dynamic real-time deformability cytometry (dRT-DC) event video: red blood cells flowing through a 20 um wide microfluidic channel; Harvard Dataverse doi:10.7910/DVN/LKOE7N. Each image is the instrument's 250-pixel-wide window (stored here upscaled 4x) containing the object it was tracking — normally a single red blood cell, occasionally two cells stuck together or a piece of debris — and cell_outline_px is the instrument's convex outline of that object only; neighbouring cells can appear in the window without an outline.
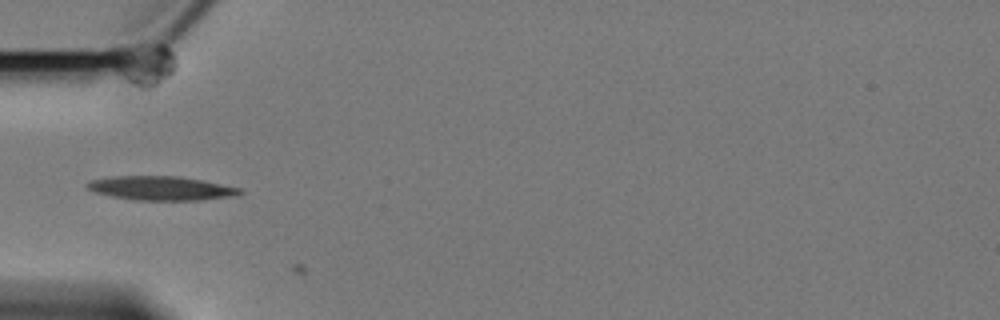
{"species": "Egyptian fruit bat (a non-hibernating species)", "species_latin": "Rousettus aegyptiacus", "temperature_condition": "cold", "stored_images_in_passage": 2, "camera_frame_rate_fps": 3000, "um_per_image_px": 0.085, "animal": {"sex": "female"}, "frame": {"image": 1, "passage_image": 1, "time_ms": 0.0, "image_size_px": [1000, 320], "cell_outline_px": [[244, 192], [240, 196], [200, 200], [136, 200], [112, 196], [96, 192], [88, 188], [84, 184], [88, 180], [112, 176], [180, 176], [204, 180], [240, 188]], "centroid_in_image_um": [13.74, 15.99], "position_along_channel_um": 71.3, "area_um2": 21.62}}